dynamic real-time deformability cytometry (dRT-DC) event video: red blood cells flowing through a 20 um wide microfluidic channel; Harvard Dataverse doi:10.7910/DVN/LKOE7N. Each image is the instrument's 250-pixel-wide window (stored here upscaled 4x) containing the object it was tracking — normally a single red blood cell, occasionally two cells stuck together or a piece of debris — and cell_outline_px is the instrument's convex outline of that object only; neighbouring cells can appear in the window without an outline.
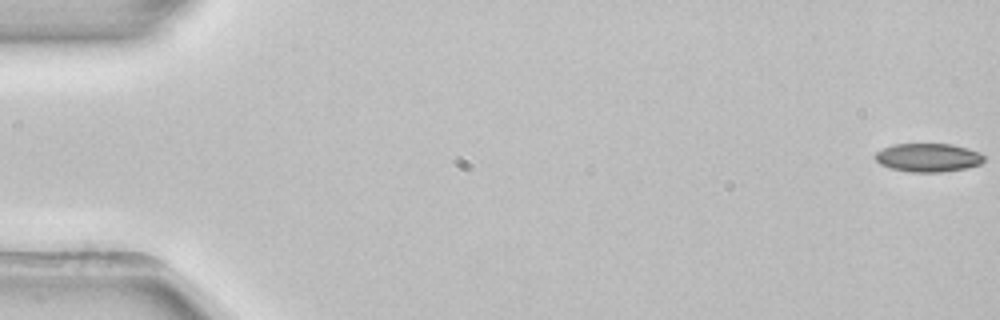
{"species": "common noctule bat (a hibernating species)", "species_latin": "Nyctalus noctula", "temperature_condition": "room temperature", "stored_images_in_passage": 53, "camera_frame_rate_fps": 3000, "um_per_image_px": 0.085, "animal": {"sex": "female", "body_mass_g": 22.7, "forearm_length_mm": 54.2}, "frame": {"image": 1, "passage_image": 1, "time_ms": 0.0, "image_size_px": [1000, 320], "cell_outline_px": [[984, 160], [980, 164], [964, 168], [944, 172], [908, 172], [892, 168], [880, 164], [876, 160], [876, 152], [892, 144], [952, 144], [980, 152], [984, 156]], "centroid_in_image_um": [78.9, 13.39], "position_along_channel_um": 6.1, "area_um2": 17.98}}
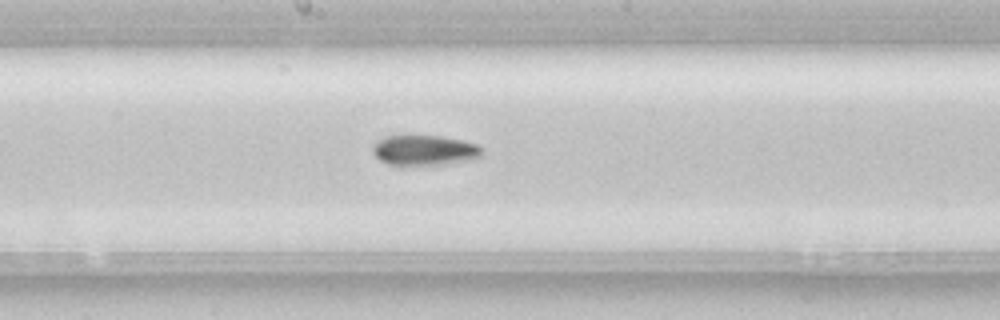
{"frame": {"image": 2, "passage_image": 29, "time_ms": 9.333, "image_size_px": [1000, 320], "cell_outline_px": [[484, 156], [472, 160], [444, 164], [388, 164], [380, 160], [372, 152], [372, 144], [376, 140], [384, 136], [440, 136], [460, 140], [476, 144], [484, 152]], "centroid_in_image_um": [36.08, 12.76], "position_along_channel_um": 212.1, "area_um2": 19.19}}
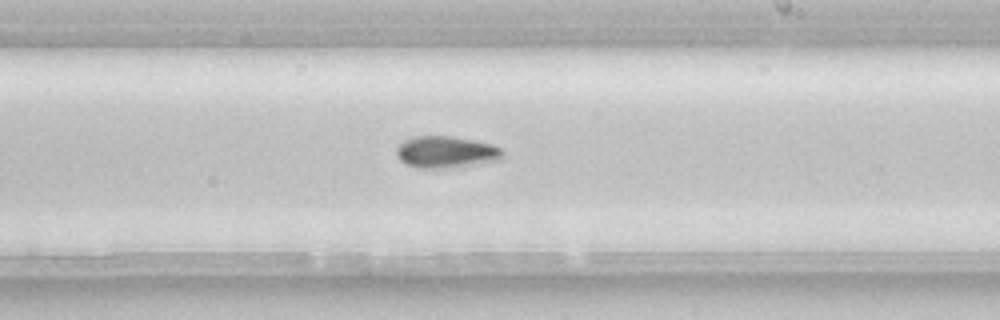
{"frame": {"image": 3, "passage_image": 32, "time_ms": 10.333, "image_size_px": [1000, 320], "cell_outline_px": [[504, 156], [500, 160], [452, 168], [416, 168], [400, 160], [396, 156], [396, 148], [404, 140], [412, 136], [448, 136], [472, 140], [492, 144], [500, 148], [504, 152]], "centroid_in_image_um": [37.91, 12.93], "position_along_channel_um": 251.1, "area_um2": 19.77}}